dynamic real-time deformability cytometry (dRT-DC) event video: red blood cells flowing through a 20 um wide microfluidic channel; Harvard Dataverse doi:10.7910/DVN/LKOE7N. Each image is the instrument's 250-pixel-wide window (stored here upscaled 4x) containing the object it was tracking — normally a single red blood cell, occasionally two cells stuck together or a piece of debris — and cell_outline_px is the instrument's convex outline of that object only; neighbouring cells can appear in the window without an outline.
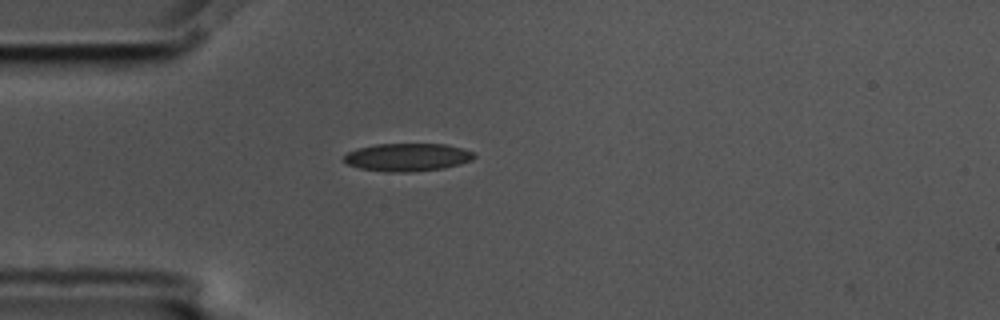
{"species": "common noctule bat (a hibernating species)", "species_latin": "Nyctalus noctula", "temperature_condition": "cold", "stored_images_in_passage": 2, "camera_frame_rate_fps": 3000, "um_per_image_px": 0.085, "animal": {"sex": "male", "body_mass_g": 17.5, "forearm_length_mm": 52.3}, "frame": {"image": 1, "passage_image": 1, "time_ms": 0.0, "image_size_px": [1000, 320], "cell_outline_px": [[476, 156], [472, 160], [460, 164], [444, 168], [412, 172], [384, 172], [360, 168], [348, 164], [340, 160], [348, 152], [356, 148], [376, 144], [448, 144], [464, 148], [476, 152]], "centroid_in_image_um": [34.65, 13.36], "position_along_channel_um": 50.4, "area_um2": 21.56}}